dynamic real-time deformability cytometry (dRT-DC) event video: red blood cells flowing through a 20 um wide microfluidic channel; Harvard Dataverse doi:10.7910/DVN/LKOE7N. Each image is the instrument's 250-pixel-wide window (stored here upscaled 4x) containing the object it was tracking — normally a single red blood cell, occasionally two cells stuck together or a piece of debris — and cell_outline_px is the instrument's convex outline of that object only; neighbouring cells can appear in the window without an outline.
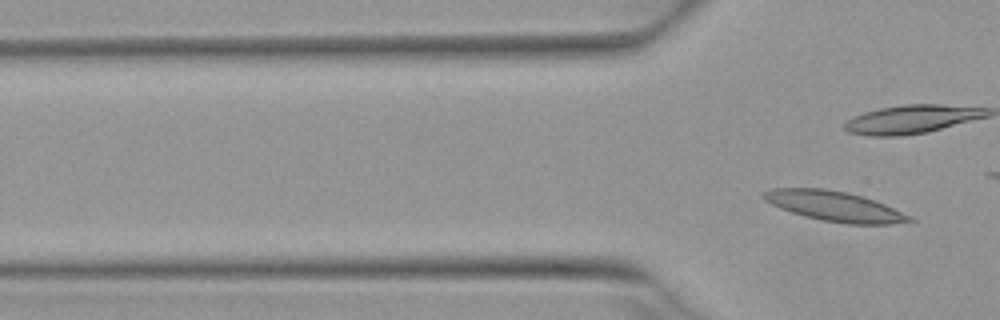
{"species": "Egyptian fruit bat (a non-hibernating species)", "species_latin": "Rousettus aegyptiacus", "temperature_condition": "warm", "stored_images_in_passage": 3, "camera_frame_rate_fps": 3000, "um_per_image_px": 0.085, "animal": {"sex": "female"}, "frame": {"image": 1, "passage_image": 3, "time_ms": 0.667, "image_size_px": [1000, 320], "cell_outline_px": [[916, 220], [892, 224], [844, 224], [820, 220], [804, 216], [780, 208], [764, 200], [760, 196], [764, 192], [772, 188], [824, 188], [848, 192], [884, 204], [912, 216]], "centroid_in_image_um": [70.92, 17.53], "position_along_channel_um": 54.9, "area_um2": 25.49}}